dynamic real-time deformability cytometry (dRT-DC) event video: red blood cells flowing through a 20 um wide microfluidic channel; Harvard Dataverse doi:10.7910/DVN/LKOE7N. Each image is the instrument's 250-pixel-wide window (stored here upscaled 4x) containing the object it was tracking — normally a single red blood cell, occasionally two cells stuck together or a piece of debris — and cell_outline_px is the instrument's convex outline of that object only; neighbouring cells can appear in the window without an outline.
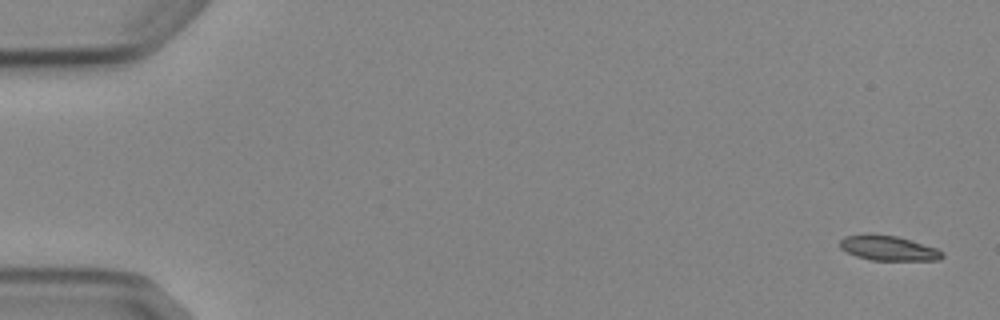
{"species": "Egyptian fruit bat (a non-hibernating species)", "species_latin": "Rousettus aegyptiacus", "temperature_condition": "cold", "stored_images_in_passage": 5, "camera_frame_rate_fps": 3000, "um_per_image_px": 0.085, "animal": {"sex": "female"}, "frame": {"image": 1, "passage_image": 1, "time_ms": 0.0, "image_size_px": [1000, 320], "cell_outline_px": [[944, 256], [940, 260], [872, 260], [856, 256], [840, 248], [840, 240], [844, 236], [896, 236], [936, 248], [944, 252]], "centroid_in_image_um": [75.56, 21.13], "position_along_channel_um": 9.4, "area_um2": 14.22}}
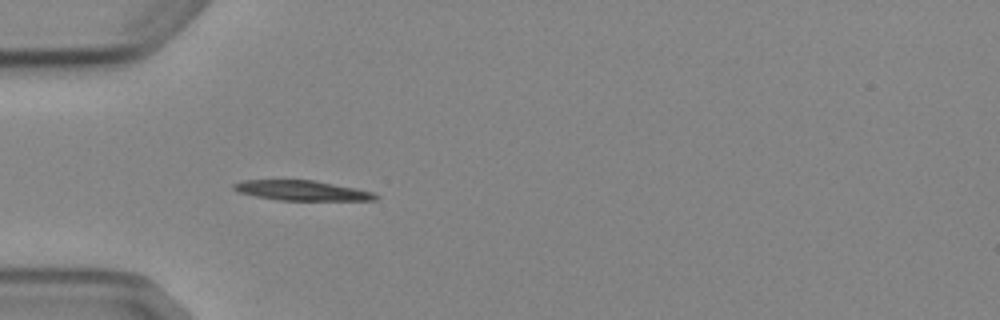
{"frame": {"image": 2, "passage_image": 5, "time_ms": 5.0, "image_size_px": [1000, 320], "cell_outline_px": [[380, 196], [376, 200], [280, 200], [256, 196], [236, 192], [232, 188], [232, 184], [240, 180], [312, 180], [356, 188], [372, 192]], "centroid_in_image_um": [25.61, 16.19], "position_along_channel_um": 59.4, "area_um2": 16.47}}